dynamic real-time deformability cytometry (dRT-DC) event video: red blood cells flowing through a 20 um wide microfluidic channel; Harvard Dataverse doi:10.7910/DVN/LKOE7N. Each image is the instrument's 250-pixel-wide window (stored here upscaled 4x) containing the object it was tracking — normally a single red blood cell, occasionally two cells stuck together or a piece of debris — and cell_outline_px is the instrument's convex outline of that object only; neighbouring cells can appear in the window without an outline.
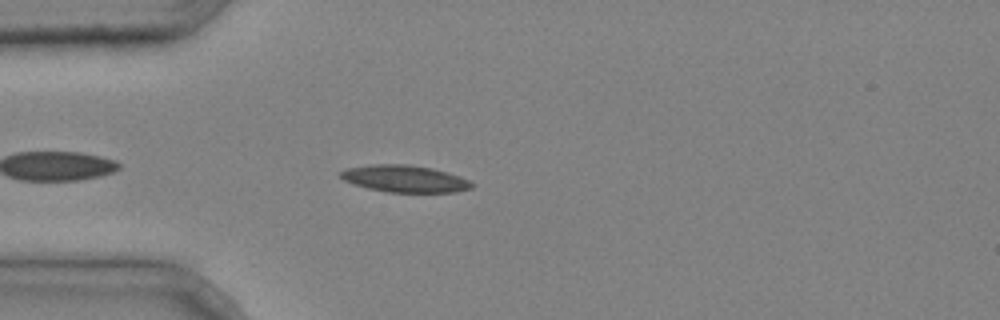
{"species": "common noctule bat (a hibernating species)", "species_latin": "Nyctalus noctula", "temperature_condition": "cold", "stored_images_in_passage": 2, "camera_frame_rate_fps": 3000, "um_per_image_px": 0.085, "animal": {"sex": "male", "body_mass_g": 20.4}, "frame": {"image": 1, "passage_image": 2, "time_ms": 0.333, "image_size_px": [1000, 320], "cell_outline_px": [[472, 188], [456, 192], [388, 192], [368, 188], [344, 180], [340, 176], [340, 172], [348, 168], [376, 164], [408, 164], [432, 168], [448, 172], [460, 176], [468, 180], [472, 184]], "centroid_in_image_um": [34.43, 15.19], "position_along_channel_um": 50.6, "area_um2": 20.4}}